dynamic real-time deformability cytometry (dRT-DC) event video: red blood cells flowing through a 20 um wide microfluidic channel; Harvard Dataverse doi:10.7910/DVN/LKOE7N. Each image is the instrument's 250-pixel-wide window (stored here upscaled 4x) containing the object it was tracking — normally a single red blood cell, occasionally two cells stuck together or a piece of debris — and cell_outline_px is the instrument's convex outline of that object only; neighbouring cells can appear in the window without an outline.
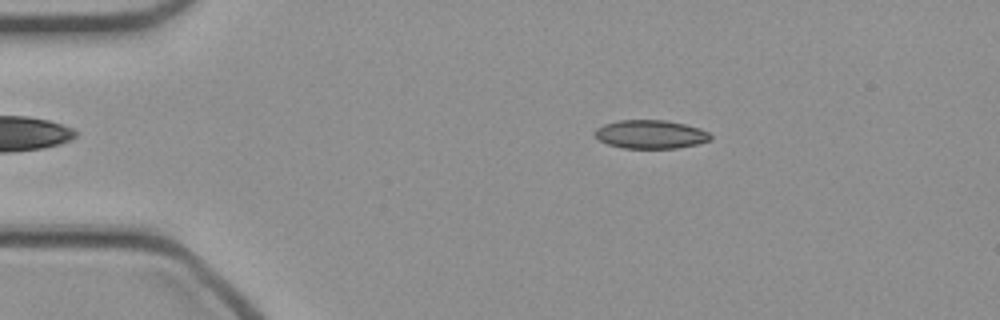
{"species": "common noctule bat (a hibernating species)", "species_latin": "Nyctalus noctula", "temperature_condition": "cold", "stored_images_in_passage": 47, "camera_frame_rate_fps": 3000, "um_per_image_px": 0.085, "animal": {"sex": "female", "body_mass_g": 21.9}, "frame": {"image": 1, "passage_image": 8, "time_ms": 2.333, "image_size_px": [1000, 320], "cell_outline_px": [[712, 140], [696, 144], [676, 148], [624, 148], [608, 144], [600, 140], [592, 132], [596, 128], [604, 124], [620, 120], [664, 120], [684, 124], [700, 128], [708, 132], [712, 136]], "centroid_in_image_um": [55.3, 11.41], "position_along_channel_um": 29.7, "area_um2": 19.19}}
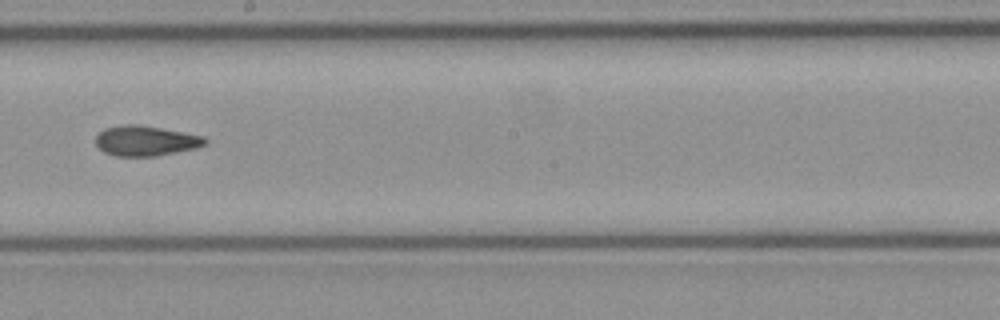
{"frame": {"image": 2, "passage_image": 26, "time_ms": 8.333, "image_size_px": [1000, 320], "cell_outline_px": [[208, 144], [196, 148], [156, 156], [116, 156], [104, 152], [96, 144], [96, 136], [104, 128], [124, 124], [136, 124], [160, 128], [204, 136], [208, 140]], "centroid_in_image_um": [12.4, 11.97], "position_along_channel_um": 235.8, "area_um2": 19.19}}
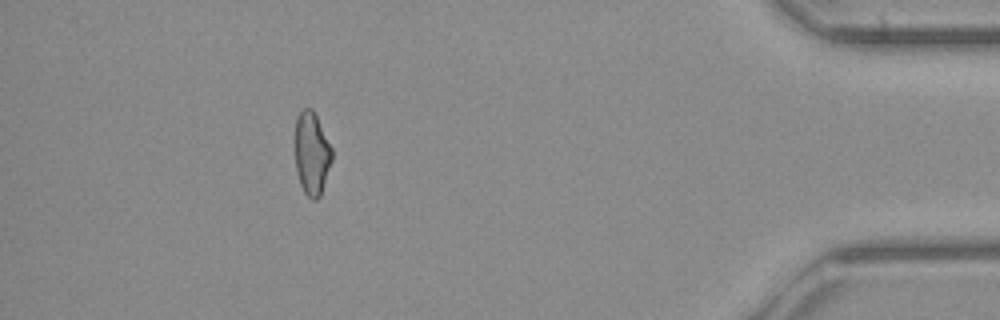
{"frame": {"image": 3, "passage_image": 42, "time_ms": 13.667, "image_size_px": [1000, 320], "cell_outline_px": [[332, 160], [320, 196], [316, 200], [312, 200], [304, 192], [300, 184], [296, 172], [296, 120], [300, 112], [304, 108], [312, 108], [332, 148]], "centroid_in_image_um": [26.5, 13.07], "position_along_channel_um": 408.7, "area_um2": 17.57}}